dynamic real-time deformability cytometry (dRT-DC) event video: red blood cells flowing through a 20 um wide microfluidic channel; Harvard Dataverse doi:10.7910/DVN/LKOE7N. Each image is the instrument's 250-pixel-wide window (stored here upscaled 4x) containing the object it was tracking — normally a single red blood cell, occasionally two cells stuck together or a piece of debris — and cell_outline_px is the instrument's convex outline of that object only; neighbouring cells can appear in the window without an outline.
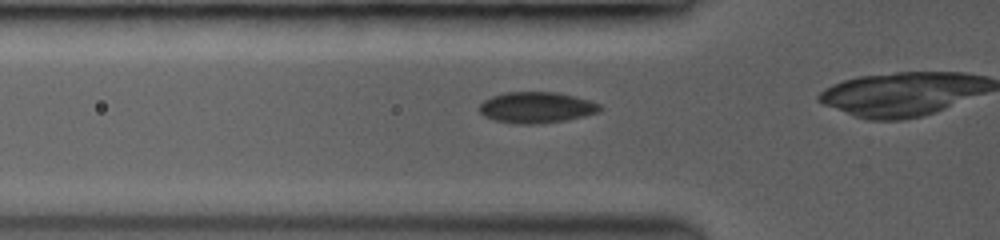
{"species": "common noctule bat (a hibernating species)", "species_latin": "Nyctalus noctula", "temperature_condition": "room temperature", "stored_images_in_passage": 37, "camera_frame_rate_fps": 3500, "um_per_image_px": 0.085, "animal": {"sex": "female", "body_mass_g": 19.0, "forearm_length_mm": 53.3}, "frame": {"image": 1, "passage_image": 8, "time_ms": 2.0, "image_size_px": [1000, 240], "cell_outline_px": [[600, 108], [596, 112], [564, 120], [536, 124], [520, 124], [496, 120], [484, 116], [480, 112], [480, 104], [484, 100], [492, 96], [508, 92], [552, 92], [572, 96], [588, 100], [600, 104]], "centroid_in_image_um": [45.54, 9.13], "position_along_channel_um": 80.3, "area_um2": 21.21}}
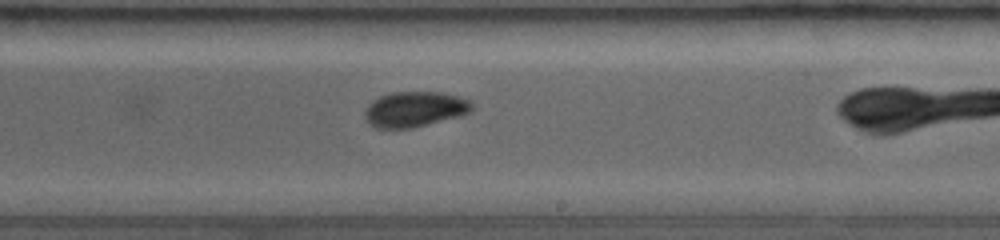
{"frame": {"image": 2, "passage_image": 23, "time_ms": 6.286, "image_size_px": [1000, 240], "cell_outline_px": [[472, 108], [468, 112], [456, 116], [412, 128], [376, 128], [368, 124], [364, 116], [364, 112], [380, 96], [392, 92], [440, 92], [456, 96], [472, 104]], "centroid_in_image_um": [35.18, 9.29], "position_along_channel_um": 253.8, "area_um2": 21.39}}
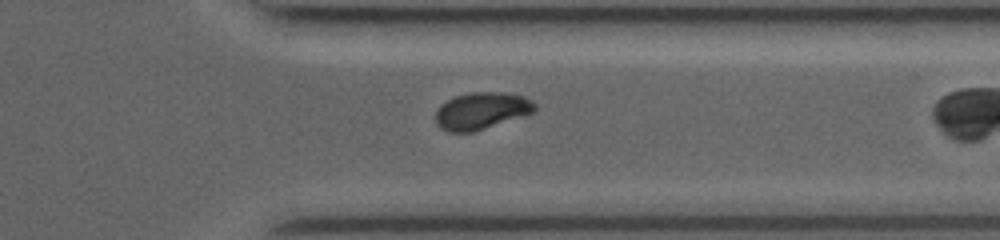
{"frame": {"image": 3, "passage_image": 33, "time_ms": 9.143, "image_size_px": [1000, 240], "cell_outline_px": [[536, 108], [532, 112], [472, 132], [448, 132], [440, 128], [436, 124], [436, 112], [440, 104], [456, 96], [472, 92], [504, 92], [524, 96], [532, 100], [536, 104]], "centroid_in_image_um": [40.89, 9.4], "position_along_channel_um": 370.5, "area_um2": 21.1}}